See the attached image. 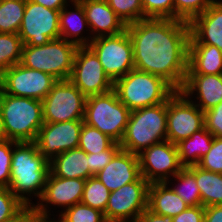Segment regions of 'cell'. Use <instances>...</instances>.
Here are the masks:
<instances>
[{
  "instance_id": "17",
  "label": "cell",
  "mask_w": 222,
  "mask_h": 222,
  "mask_svg": "<svg viewBox=\"0 0 222 222\" xmlns=\"http://www.w3.org/2000/svg\"><path fill=\"white\" fill-rule=\"evenodd\" d=\"M85 182L86 180L79 178L57 177L49 171L43 194L38 203L34 204L36 211L51 214V205L66 209L81 203Z\"/></svg>"
},
{
  "instance_id": "35",
  "label": "cell",
  "mask_w": 222,
  "mask_h": 222,
  "mask_svg": "<svg viewBox=\"0 0 222 222\" xmlns=\"http://www.w3.org/2000/svg\"><path fill=\"white\" fill-rule=\"evenodd\" d=\"M215 0H174V19L190 22Z\"/></svg>"
},
{
  "instance_id": "38",
  "label": "cell",
  "mask_w": 222,
  "mask_h": 222,
  "mask_svg": "<svg viewBox=\"0 0 222 222\" xmlns=\"http://www.w3.org/2000/svg\"><path fill=\"white\" fill-rule=\"evenodd\" d=\"M25 205L6 187H0V222L12 218Z\"/></svg>"
},
{
  "instance_id": "20",
  "label": "cell",
  "mask_w": 222,
  "mask_h": 222,
  "mask_svg": "<svg viewBox=\"0 0 222 222\" xmlns=\"http://www.w3.org/2000/svg\"><path fill=\"white\" fill-rule=\"evenodd\" d=\"M189 43L213 45L222 51V1L215 0L190 22Z\"/></svg>"
},
{
  "instance_id": "28",
  "label": "cell",
  "mask_w": 222,
  "mask_h": 222,
  "mask_svg": "<svg viewBox=\"0 0 222 222\" xmlns=\"http://www.w3.org/2000/svg\"><path fill=\"white\" fill-rule=\"evenodd\" d=\"M172 178L174 179H170L166 183L184 202H186L189 206L202 205L200 189L197 186L195 175L187 167H184ZM173 180H177L176 182L178 184L176 185V183H174L175 186H173V182H170Z\"/></svg>"
},
{
  "instance_id": "8",
  "label": "cell",
  "mask_w": 222,
  "mask_h": 222,
  "mask_svg": "<svg viewBox=\"0 0 222 222\" xmlns=\"http://www.w3.org/2000/svg\"><path fill=\"white\" fill-rule=\"evenodd\" d=\"M88 47L113 82L135 69L133 44L127 30L118 35L94 38Z\"/></svg>"
},
{
  "instance_id": "41",
  "label": "cell",
  "mask_w": 222,
  "mask_h": 222,
  "mask_svg": "<svg viewBox=\"0 0 222 222\" xmlns=\"http://www.w3.org/2000/svg\"><path fill=\"white\" fill-rule=\"evenodd\" d=\"M204 123L214 137H222V101L204 112Z\"/></svg>"
},
{
  "instance_id": "31",
  "label": "cell",
  "mask_w": 222,
  "mask_h": 222,
  "mask_svg": "<svg viewBox=\"0 0 222 222\" xmlns=\"http://www.w3.org/2000/svg\"><path fill=\"white\" fill-rule=\"evenodd\" d=\"M110 193L96 176L90 177L85 182L81 203L104 213Z\"/></svg>"
},
{
  "instance_id": "47",
  "label": "cell",
  "mask_w": 222,
  "mask_h": 222,
  "mask_svg": "<svg viewBox=\"0 0 222 222\" xmlns=\"http://www.w3.org/2000/svg\"><path fill=\"white\" fill-rule=\"evenodd\" d=\"M50 215L51 214L39 213L38 212L37 222H66L60 214H57V215H59V217L57 218L58 220H55L54 217H53V219L52 218L50 219V217H49Z\"/></svg>"
},
{
  "instance_id": "23",
  "label": "cell",
  "mask_w": 222,
  "mask_h": 222,
  "mask_svg": "<svg viewBox=\"0 0 222 222\" xmlns=\"http://www.w3.org/2000/svg\"><path fill=\"white\" fill-rule=\"evenodd\" d=\"M49 171L61 178L87 180L94 176L89 170V154L79 147L53 157L49 161Z\"/></svg>"
},
{
  "instance_id": "5",
  "label": "cell",
  "mask_w": 222,
  "mask_h": 222,
  "mask_svg": "<svg viewBox=\"0 0 222 222\" xmlns=\"http://www.w3.org/2000/svg\"><path fill=\"white\" fill-rule=\"evenodd\" d=\"M113 89L130 111L164 103L176 92L163 78L136 69L117 79Z\"/></svg>"
},
{
  "instance_id": "40",
  "label": "cell",
  "mask_w": 222,
  "mask_h": 222,
  "mask_svg": "<svg viewBox=\"0 0 222 222\" xmlns=\"http://www.w3.org/2000/svg\"><path fill=\"white\" fill-rule=\"evenodd\" d=\"M121 149L118 142H114L107 150L89 154V170L95 176L101 171Z\"/></svg>"
},
{
  "instance_id": "44",
  "label": "cell",
  "mask_w": 222,
  "mask_h": 222,
  "mask_svg": "<svg viewBox=\"0 0 222 222\" xmlns=\"http://www.w3.org/2000/svg\"><path fill=\"white\" fill-rule=\"evenodd\" d=\"M204 222H222V205L205 207Z\"/></svg>"
},
{
  "instance_id": "12",
  "label": "cell",
  "mask_w": 222,
  "mask_h": 222,
  "mask_svg": "<svg viewBox=\"0 0 222 222\" xmlns=\"http://www.w3.org/2000/svg\"><path fill=\"white\" fill-rule=\"evenodd\" d=\"M57 81L48 73L18 63L0 75V90L5 94L42 101Z\"/></svg>"
},
{
  "instance_id": "19",
  "label": "cell",
  "mask_w": 222,
  "mask_h": 222,
  "mask_svg": "<svg viewBox=\"0 0 222 222\" xmlns=\"http://www.w3.org/2000/svg\"><path fill=\"white\" fill-rule=\"evenodd\" d=\"M180 91L205 112L222 101V74H186ZM194 94L197 97H193ZM191 98H196L197 102Z\"/></svg>"
},
{
  "instance_id": "43",
  "label": "cell",
  "mask_w": 222,
  "mask_h": 222,
  "mask_svg": "<svg viewBox=\"0 0 222 222\" xmlns=\"http://www.w3.org/2000/svg\"><path fill=\"white\" fill-rule=\"evenodd\" d=\"M38 212L32 205H25L18 213H16L12 218L5 220L4 222H37Z\"/></svg>"
},
{
  "instance_id": "11",
  "label": "cell",
  "mask_w": 222,
  "mask_h": 222,
  "mask_svg": "<svg viewBox=\"0 0 222 222\" xmlns=\"http://www.w3.org/2000/svg\"><path fill=\"white\" fill-rule=\"evenodd\" d=\"M60 10H53L26 0L24 16L18 35L23 45L41 46L60 38Z\"/></svg>"
},
{
  "instance_id": "30",
  "label": "cell",
  "mask_w": 222,
  "mask_h": 222,
  "mask_svg": "<svg viewBox=\"0 0 222 222\" xmlns=\"http://www.w3.org/2000/svg\"><path fill=\"white\" fill-rule=\"evenodd\" d=\"M23 43L18 34L0 33V75L21 62Z\"/></svg>"
},
{
  "instance_id": "48",
  "label": "cell",
  "mask_w": 222,
  "mask_h": 222,
  "mask_svg": "<svg viewBox=\"0 0 222 222\" xmlns=\"http://www.w3.org/2000/svg\"><path fill=\"white\" fill-rule=\"evenodd\" d=\"M7 140H8V138L6 137L4 127H3V122H2V119L0 117V143L5 142Z\"/></svg>"
},
{
  "instance_id": "13",
  "label": "cell",
  "mask_w": 222,
  "mask_h": 222,
  "mask_svg": "<svg viewBox=\"0 0 222 222\" xmlns=\"http://www.w3.org/2000/svg\"><path fill=\"white\" fill-rule=\"evenodd\" d=\"M167 140L173 144L205 127L204 112L181 91L167 100Z\"/></svg>"
},
{
  "instance_id": "26",
  "label": "cell",
  "mask_w": 222,
  "mask_h": 222,
  "mask_svg": "<svg viewBox=\"0 0 222 222\" xmlns=\"http://www.w3.org/2000/svg\"><path fill=\"white\" fill-rule=\"evenodd\" d=\"M214 136L204 127L189 138L177 143L179 160L183 167L197 165L210 150Z\"/></svg>"
},
{
  "instance_id": "21",
  "label": "cell",
  "mask_w": 222,
  "mask_h": 222,
  "mask_svg": "<svg viewBox=\"0 0 222 222\" xmlns=\"http://www.w3.org/2000/svg\"><path fill=\"white\" fill-rule=\"evenodd\" d=\"M85 11L89 35L92 39L118 35L126 30L124 22L116 15L106 0H79ZM94 34V35H93Z\"/></svg>"
},
{
  "instance_id": "27",
  "label": "cell",
  "mask_w": 222,
  "mask_h": 222,
  "mask_svg": "<svg viewBox=\"0 0 222 222\" xmlns=\"http://www.w3.org/2000/svg\"><path fill=\"white\" fill-rule=\"evenodd\" d=\"M187 168L195 175L202 206L222 205V174L204 170L197 165Z\"/></svg>"
},
{
  "instance_id": "2",
  "label": "cell",
  "mask_w": 222,
  "mask_h": 222,
  "mask_svg": "<svg viewBox=\"0 0 222 222\" xmlns=\"http://www.w3.org/2000/svg\"><path fill=\"white\" fill-rule=\"evenodd\" d=\"M48 173L49 160L34 142H19L13 146L8 188L24 205H32V196L38 197L37 201L41 198Z\"/></svg>"
},
{
  "instance_id": "25",
  "label": "cell",
  "mask_w": 222,
  "mask_h": 222,
  "mask_svg": "<svg viewBox=\"0 0 222 222\" xmlns=\"http://www.w3.org/2000/svg\"><path fill=\"white\" fill-rule=\"evenodd\" d=\"M188 207L166 182L149 185L148 209L153 213L173 218Z\"/></svg>"
},
{
  "instance_id": "4",
  "label": "cell",
  "mask_w": 222,
  "mask_h": 222,
  "mask_svg": "<svg viewBox=\"0 0 222 222\" xmlns=\"http://www.w3.org/2000/svg\"><path fill=\"white\" fill-rule=\"evenodd\" d=\"M167 101L130 112L120 146L140 154L153 144L167 140Z\"/></svg>"
},
{
  "instance_id": "1",
  "label": "cell",
  "mask_w": 222,
  "mask_h": 222,
  "mask_svg": "<svg viewBox=\"0 0 222 222\" xmlns=\"http://www.w3.org/2000/svg\"><path fill=\"white\" fill-rule=\"evenodd\" d=\"M126 30L135 69L159 76L180 91L188 69L189 22L146 18L126 25Z\"/></svg>"
},
{
  "instance_id": "34",
  "label": "cell",
  "mask_w": 222,
  "mask_h": 222,
  "mask_svg": "<svg viewBox=\"0 0 222 222\" xmlns=\"http://www.w3.org/2000/svg\"><path fill=\"white\" fill-rule=\"evenodd\" d=\"M66 222H107L103 212L82 203H77L59 213Z\"/></svg>"
},
{
  "instance_id": "7",
  "label": "cell",
  "mask_w": 222,
  "mask_h": 222,
  "mask_svg": "<svg viewBox=\"0 0 222 222\" xmlns=\"http://www.w3.org/2000/svg\"><path fill=\"white\" fill-rule=\"evenodd\" d=\"M130 112L112 89L107 93L87 97L83 120L87 125L97 128L101 133L120 143Z\"/></svg>"
},
{
  "instance_id": "36",
  "label": "cell",
  "mask_w": 222,
  "mask_h": 222,
  "mask_svg": "<svg viewBox=\"0 0 222 222\" xmlns=\"http://www.w3.org/2000/svg\"><path fill=\"white\" fill-rule=\"evenodd\" d=\"M144 19H174V0H141Z\"/></svg>"
},
{
  "instance_id": "42",
  "label": "cell",
  "mask_w": 222,
  "mask_h": 222,
  "mask_svg": "<svg viewBox=\"0 0 222 222\" xmlns=\"http://www.w3.org/2000/svg\"><path fill=\"white\" fill-rule=\"evenodd\" d=\"M204 213L205 207L202 205L189 206L171 219L172 222H204Z\"/></svg>"
},
{
  "instance_id": "37",
  "label": "cell",
  "mask_w": 222,
  "mask_h": 222,
  "mask_svg": "<svg viewBox=\"0 0 222 222\" xmlns=\"http://www.w3.org/2000/svg\"><path fill=\"white\" fill-rule=\"evenodd\" d=\"M197 166L222 174V137H214L210 150L200 159Z\"/></svg>"
},
{
  "instance_id": "24",
  "label": "cell",
  "mask_w": 222,
  "mask_h": 222,
  "mask_svg": "<svg viewBox=\"0 0 222 222\" xmlns=\"http://www.w3.org/2000/svg\"><path fill=\"white\" fill-rule=\"evenodd\" d=\"M187 74H222V51L213 45L189 43Z\"/></svg>"
},
{
  "instance_id": "14",
  "label": "cell",
  "mask_w": 222,
  "mask_h": 222,
  "mask_svg": "<svg viewBox=\"0 0 222 222\" xmlns=\"http://www.w3.org/2000/svg\"><path fill=\"white\" fill-rule=\"evenodd\" d=\"M69 80L86 96L111 91L114 82L105 73L96 54L88 47H78Z\"/></svg>"
},
{
  "instance_id": "16",
  "label": "cell",
  "mask_w": 222,
  "mask_h": 222,
  "mask_svg": "<svg viewBox=\"0 0 222 222\" xmlns=\"http://www.w3.org/2000/svg\"><path fill=\"white\" fill-rule=\"evenodd\" d=\"M84 120L44 123L38 131L36 144L39 152L49 161L65 152L78 148Z\"/></svg>"
},
{
  "instance_id": "9",
  "label": "cell",
  "mask_w": 222,
  "mask_h": 222,
  "mask_svg": "<svg viewBox=\"0 0 222 222\" xmlns=\"http://www.w3.org/2000/svg\"><path fill=\"white\" fill-rule=\"evenodd\" d=\"M86 99L70 80H58L42 100L44 123L83 120Z\"/></svg>"
},
{
  "instance_id": "15",
  "label": "cell",
  "mask_w": 222,
  "mask_h": 222,
  "mask_svg": "<svg viewBox=\"0 0 222 222\" xmlns=\"http://www.w3.org/2000/svg\"><path fill=\"white\" fill-rule=\"evenodd\" d=\"M138 157L141 176L150 184L167 182L184 168L179 160L177 145L168 140L144 149Z\"/></svg>"
},
{
  "instance_id": "18",
  "label": "cell",
  "mask_w": 222,
  "mask_h": 222,
  "mask_svg": "<svg viewBox=\"0 0 222 222\" xmlns=\"http://www.w3.org/2000/svg\"><path fill=\"white\" fill-rule=\"evenodd\" d=\"M108 190H118L141 177L137 154L120 149L111 161L95 175Z\"/></svg>"
},
{
  "instance_id": "3",
  "label": "cell",
  "mask_w": 222,
  "mask_h": 222,
  "mask_svg": "<svg viewBox=\"0 0 222 222\" xmlns=\"http://www.w3.org/2000/svg\"><path fill=\"white\" fill-rule=\"evenodd\" d=\"M0 117L8 140L34 142L44 124L42 101L0 90Z\"/></svg>"
},
{
  "instance_id": "10",
  "label": "cell",
  "mask_w": 222,
  "mask_h": 222,
  "mask_svg": "<svg viewBox=\"0 0 222 222\" xmlns=\"http://www.w3.org/2000/svg\"><path fill=\"white\" fill-rule=\"evenodd\" d=\"M150 183L141 176L137 181L111 191L104 217L107 222H135L148 208Z\"/></svg>"
},
{
  "instance_id": "39",
  "label": "cell",
  "mask_w": 222,
  "mask_h": 222,
  "mask_svg": "<svg viewBox=\"0 0 222 222\" xmlns=\"http://www.w3.org/2000/svg\"><path fill=\"white\" fill-rule=\"evenodd\" d=\"M16 143L12 140L0 143V187L8 188L10 184L13 146Z\"/></svg>"
},
{
  "instance_id": "6",
  "label": "cell",
  "mask_w": 222,
  "mask_h": 222,
  "mask_svg": "<svg viewBox=\"0 0 222 222\" xmlns=\"http://www.w3.org/2000/svg\"><path fill=\"white\" fill-rule=\"evenodd\" d=\"M78 46L62 38L41 46L23 45L21 64L52 75L57 80H69Z\"/></svg>"
},
{
  "instance_id": "32",
  "label": "cell",
  "mask_w": 222,
  "mask_h": 222,
  "mask_svg": "<svg viewBox=\"0 0 222 222\" xmlns=\"http://www.w3.org/2000/svg\"><path fill=\"white\" fill-rule=\"evenodd\" d=\"M114 142L108 135L83 122L78 147L87 154L107 150Z\"/></svg>"
},
{
  "instance_id": "33",
  "label": "cell",
  "mask_w": 222,
  "mask_h": 222,
  "mask_svg": "<svg viewBox=\"0 0 222 222\" xmlns=\"http://www.w3.org/2000/svg\"><path fill=\"white\" fill-rule=\"evenodd\" d=\"M125 25L144 19L141 0H106Z\"/></svg>"
},
{
  "instance_id": "29",
  "label": "cell",
  "mask_w": 222,
  "mask_h": 222,
  "mask_svg": "<svg viewBox=\"0 0 222 222\" xmlns=\"http://www.w3.org/2000/svg\"><path fill=\"white\" fill-rule=\"evenodd\" d=\"M26 0H3L0 4V33L18 34Z\"/></svg>"
},
{
  "instance_id": "45",
  "label": "cell",
  "mask_w": 222,
  "mask_h": 222,
  "mask_svg": "<svg viewBox=\"0 0 222 222\" xmlns=\"http://www.w3.org/2000/svg\"><path fill=\"white\" fill-rule=\"evenodd\" d=\"M135 222H172V219L153 213L146 208Z\"/></svg>"
},
{
  "instance_id": "46",
  "label": "cell",
  "mask_w": 222,
  "mask_h": 222,
  "mask_svg": "<svg viewBox=\"0 0 222 222\" xmlns=\"http://www.w3.org/2000/svg\"><path fill=\"white\" fill-rule=\"evenodd\" d=\"M37 4H41L42 6L53 9V10H61L72 0H31Z\"/></svg>"
},
{
  "instance_id": "22",
  "label": "cell",
  "mask_w": 222,
  "mask_h": 222,
  "mask_svg": "<svg viewBox=\"0 0 222 222\" xmlns=\"http://www.w3.org/2000/svg\"><path fill=\"white\" fill-rule=\"evenodd\" d=\"M71 4L74 6V10L73 7H71L72 11L68 9L70 4H67L60 10V38L71 42L78 47L88 46L93 39L92 36H82L83 32L85 33L84 30L90 31L83 5L79 0H72Z\"/></svg>"
}]
</instances>
